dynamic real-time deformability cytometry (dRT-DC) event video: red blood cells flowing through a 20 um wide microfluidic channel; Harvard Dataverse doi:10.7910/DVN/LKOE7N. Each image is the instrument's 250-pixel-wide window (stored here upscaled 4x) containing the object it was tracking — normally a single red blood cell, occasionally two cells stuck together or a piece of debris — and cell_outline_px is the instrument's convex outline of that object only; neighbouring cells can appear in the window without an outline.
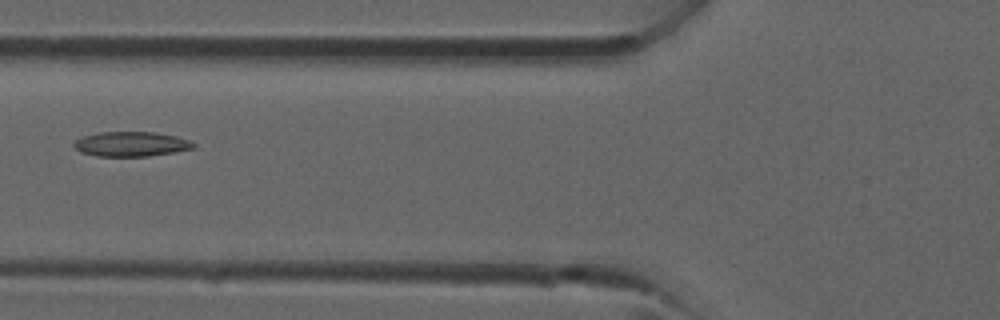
{"species": "common noctule bat (a hibernating species)", "species_latin": "Nyctalus noctula", "temperature_condition": "room temperature", "stored_images_in_passage": 28, "camera_frame_rate_fps": 3000, "um_per_image_px": 0.085, "animal": {"sex": "male", "forearm_length_mm": 52.5}, "frame": {"image": 1, "passage_image": 7, "time_ms": 2.0, "image_size_px": [1000, 320], "cell_outline_px": [[196, 148], [148, 156], [96, 156], [80, 152], [72, 144], [76, 140], [84, 136], [96, 132], [152, 132], [176, 136], [188, 140], [196, 144]], "centroid_in_image_um": [11.13, 12.24], "position_along_channel_um": 114.7, "area_um2": 17.17}}
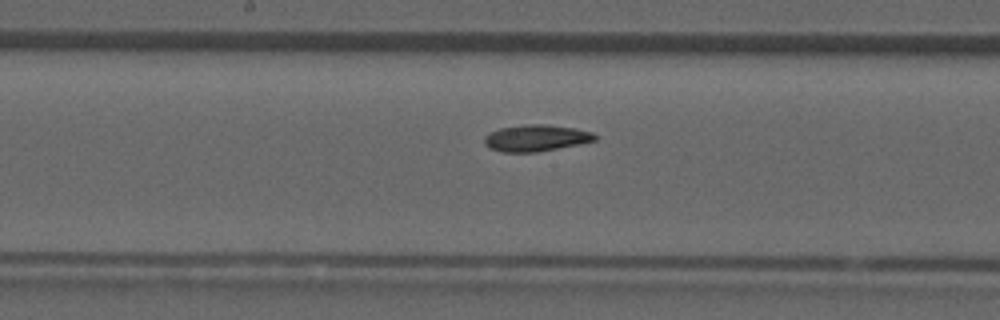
{"frame": {"image": 2, "passage_image": 12, "time_ms": 3.667, "image_size_px": [1000, 320], "cell_outline_px": [[596, 140], [536, 152], [500, 152], [488, 148], [484, 144], [484, 136], [500, 128], [532, 124], [544, 124], [576, 128], [592, 132], [596, 136]], "centroid_in_image_um": [45.52, 11.73], "position_along_channel_um": 202.7, "area_um2": 16.88}}
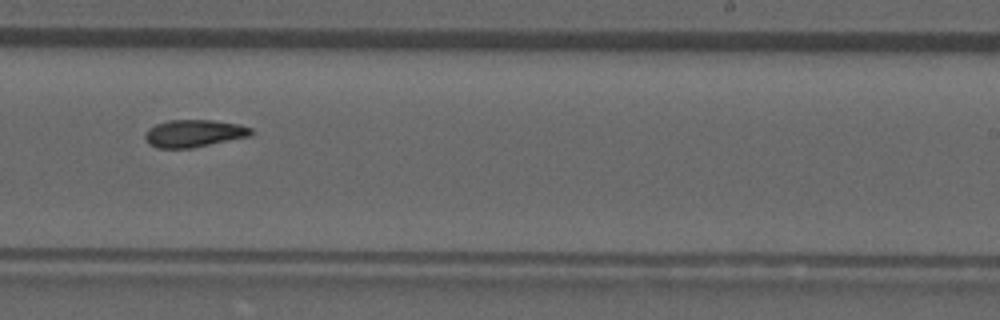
{"frame": {"image": 3, "passage_image": 16, "time_ms": 5.0, "image_size_px": [1000, 320], "cell_outline_px": [[252, 136], [192, 148], [156, 148], [148, 144], [144, 136], [148, 128], [156, 124], [168, 120], [212, 120], [240, 124], [252, 128]], "centroid_in_image_um": [16.49, 11.34], "position_along_channel_um": 272.5, "area_um2": 17.11}}